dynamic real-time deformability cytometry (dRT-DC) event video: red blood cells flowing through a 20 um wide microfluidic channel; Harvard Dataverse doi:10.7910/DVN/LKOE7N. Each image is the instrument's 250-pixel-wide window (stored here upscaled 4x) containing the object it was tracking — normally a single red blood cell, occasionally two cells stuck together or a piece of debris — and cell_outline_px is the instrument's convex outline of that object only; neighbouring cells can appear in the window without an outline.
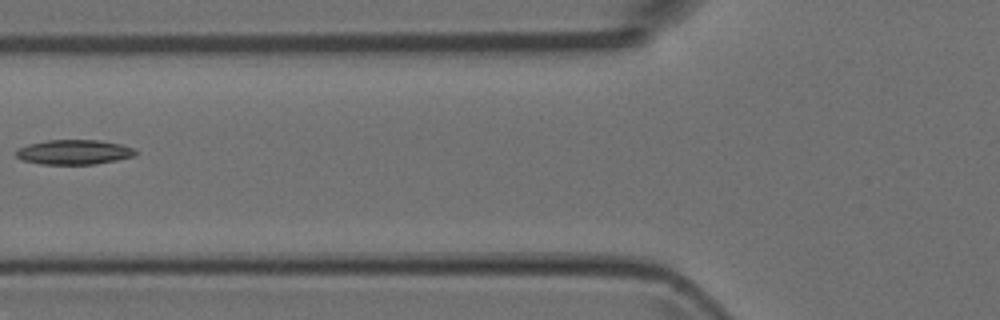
{"species": "Egyptian fruit bat (a non-hibernating species)", "species_latin": "Rousettus aegyptiacus", "temperature_condition": "room temperature", "stored_images_in_passage": 2, "camera_frame_rate_fps": 3000, "um_per_image_px": 0.085, "animal": {"sex": "female"}, "frame": {"image": 1, "passage_image": 2, "time_ms": 0.333, "image_size_px": [1000, 320], "cell_outline_px": [[136, 152], [132, 156], [116, 160], [92, 164], [40, 164], [20, 160], [16, 156], [16, 152], [20, 148], [28, 144], [48, 140], [100, 140], [120, 144], [132, 148]], "centroid_in_image_um": [6.24, 12.93], "position_along_channel_um": 119.6, "area_um2": 16.99}}